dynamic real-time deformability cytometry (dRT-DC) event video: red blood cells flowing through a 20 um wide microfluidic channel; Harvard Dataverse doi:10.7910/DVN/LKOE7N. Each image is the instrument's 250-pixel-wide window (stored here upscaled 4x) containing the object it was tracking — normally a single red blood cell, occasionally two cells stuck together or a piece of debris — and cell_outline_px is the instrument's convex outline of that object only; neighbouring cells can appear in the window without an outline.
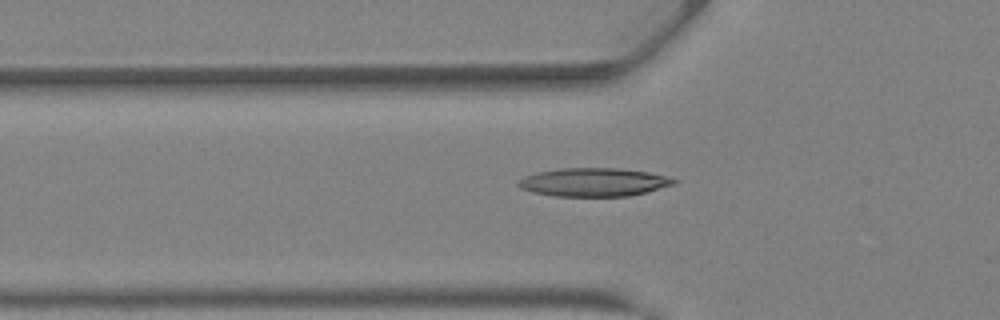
{"species": "Egyptian fruit bat (a non-hibernating species)", "species_latin": "Rousettus aegyptiacus", "temperature_condition": "warm", "stored_images_in_passage": 25, "camera_frame_rate_fps": 3000, "um_per_image_px": 0.085, "animal": {"sex": "female"}, "frame": {"image": 1, "passage_image": 2, "time_ms": 0.333, "image_size_px": [1000, 320], "cell_outline_px": [[680, 180], [676, 184], [648, 192], [628, 196], [556, 196], [532, 192], [520, 188], [516, 184], [524, 176], [536, 172], [560, 168], [620, 168], [648, 172]], "centroid_in_image_um": [50.48, 15.48], "position_along_channel_um": 75.3, "area_um2": 25.89}}
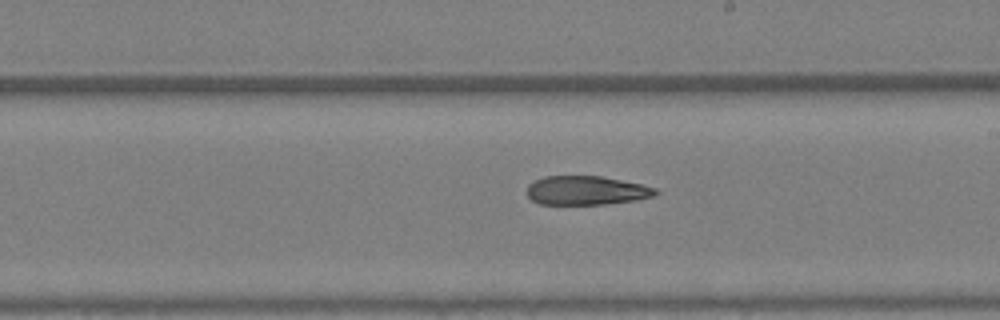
{"frame": {"image": 2, "passage_image": 12, "time_ms": 3.667, "image_size_px": [1000, 320], "cell_outline_px": [[660, 192], [652, 196], [636, 200], [604, 204], [540, 204], [532, 200], [528, 196], [528, 184], [544, 176], [600, 176], [640, 184], [656, 188]], "centroid_in_image_um": [49.83, 16.19], "position_along_channel_um": 239.2, "area_um2": 21.5}}
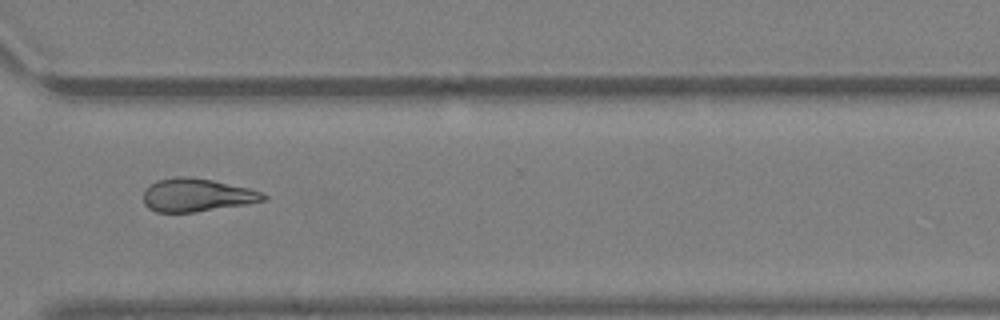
{"frame": {"image": 3, "passage_image": 19, "time_ms": 6.0, "image_size_px": [1000, 320], "cell_outline_px": [[268, 200], [248, 204], [196, 212], [156, 212], [148, 208], [144, 204], [144, 192], [152, 184], [160, 180], [176, 176], [188, 176], [212, 180], [248, 188], [260, 192], [268, 196]], "centroid_in_image_um": [16.76, 16.59], "position_along_channel_um": 353.8, "area_um2": 23.06}}